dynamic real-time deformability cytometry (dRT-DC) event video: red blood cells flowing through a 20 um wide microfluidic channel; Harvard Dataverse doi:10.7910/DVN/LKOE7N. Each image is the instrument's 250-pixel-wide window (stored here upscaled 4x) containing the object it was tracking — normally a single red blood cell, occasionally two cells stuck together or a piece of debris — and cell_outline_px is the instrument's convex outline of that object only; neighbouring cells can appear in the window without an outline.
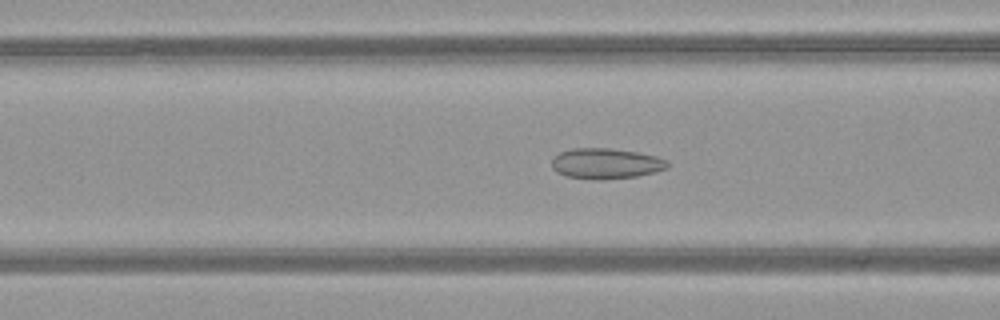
{"species": "common noctule bat (a hibernating species)", "species_latin": "Nyctalus noctula", "temperature_condition": "warm", "stored_images_in_passage": 49, "camera_frame_rate_fps": 3000, "um_per_image_px": 0.085, "animal": {"sex": "female", "body_mass_g": 21.9}, "frame": {"image": 1, "passage_image": 19, "time_ms": 6.0, "image_size_px": [1000, 320], "cell_outline_px": [[668, 168], [656, 172], [636, 176], [600, 180], [596, 180], [568, 176], [556, 172], [552, 168], [552, 160], [560, 152], [572, 148], [612, 148], [636, 152], [656, 156], [668, 160]], "centroid_in_image_um": [51.52, 13.9], "position_along_channel_um": 115.1, "area_um2": 20.63}}
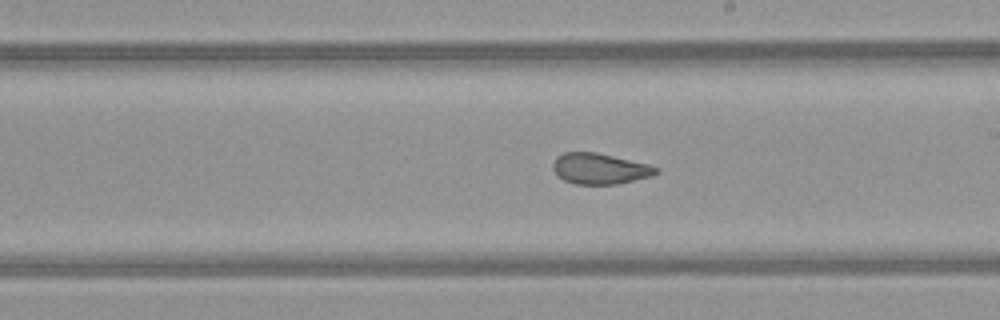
{"frame": {"image": 2, "passage_image": 28, "time_ms": 9.0, "image_size_px": [1000, 320], "cell_outline_px": [[660, 172], [652, 176], [616, 184], [576, 184], [564, 180], [556, 176], [552, 168], [552, 164], [556, 156], [564, 152], [596, 152], [648, 164], [660, 168]], "centroid_in_image_um": [50.96, 14.33], "position_along_channel_um": 238.0, "area_um2": 18.67}}
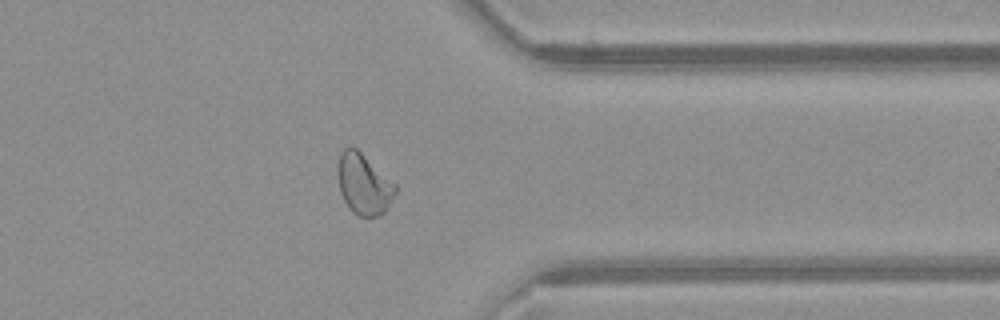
{"frame": {"image": 3, "passage_image": 39, "time_ms": 12.667, "image_size_px": [1000, 320], "cell_outline_px": [[396, 192], [384, 212], [380, 216], [356, 216], [348, 208], [340, 192], [340, 152], [344, 148], [356, 148], [396, 184]], "centroid_in_image_um": [30.95, 15.69], "position_along_channel_um": 380.5, "area_um2": 19.83}, "authors_computed_cell_mechanics": {"area_um2": 21.0392, "velocity_mm_per_s": 4.0806, "shape_relaxation_time_tau1_ms": null, "shape_relaxation_time_tau2_ms": 1.3583, "deformation_change_tau1": null, "deformation_change_tau2": 0.0557}}